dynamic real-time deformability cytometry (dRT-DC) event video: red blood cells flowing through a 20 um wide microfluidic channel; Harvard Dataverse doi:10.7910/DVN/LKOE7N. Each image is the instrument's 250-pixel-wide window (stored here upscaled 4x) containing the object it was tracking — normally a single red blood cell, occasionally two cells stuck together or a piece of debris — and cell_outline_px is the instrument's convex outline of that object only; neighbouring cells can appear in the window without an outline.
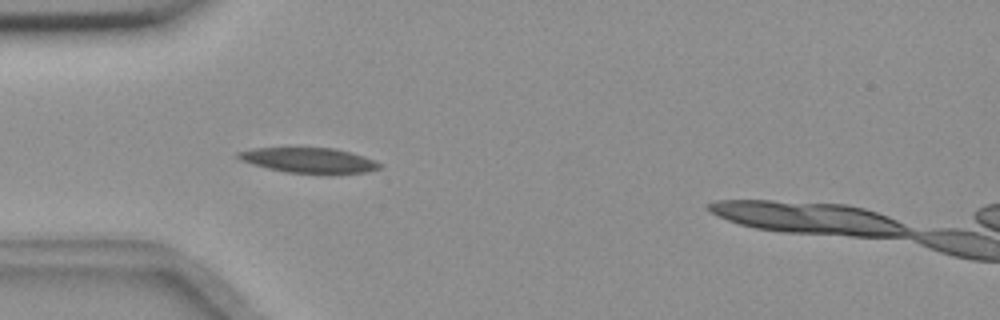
{"species": "common noctule bat (a hibernating species)", "species_latin": "Nyctalus noctula", "temperature_condition": "room temperature", "stored_images_in_passage": 44, "camera_frame_rate_fps": 3000, "um_per_image_px": 0.085, "animal": {"sex": "female", "body_mass_g": 18.4}, "frame": {"image": 1, "passage_image": 8, "time_ms": 2.333, "image_size_px": [1000, 320], "cell_outline_px": [[384, 164], [380, 168], [368, 172], [332, 176], [328, 176], [284, 172], [252, 164], [240, 160], [236, 156], [236, 152], [256, 148], [336, 148], [364, 156], [376, 160]], "centroid_in_image_um": [26.35, 13.67], "position_along_channel_um": 58.6, "area_um2": 21.62}}
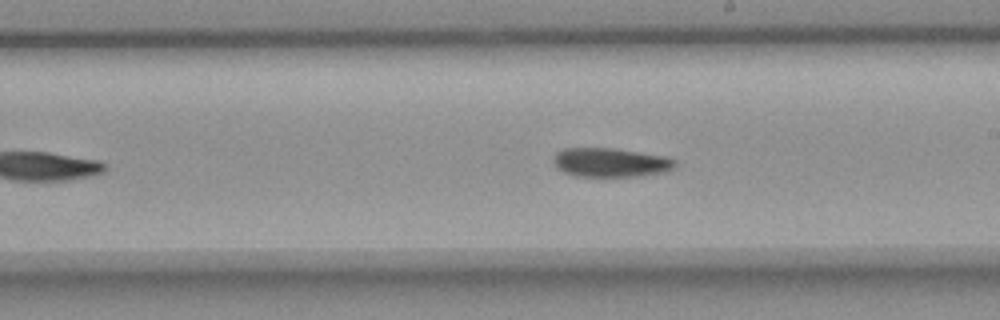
{"frame": {"image": 2, "passage_image": 23, "time_ms": 7.333, "image_size_px": [1000, 320], "cell_outline_px": [[676, 164], [668, 172], [636, 176], [572, 176], [556, 168], [552, 164], [552, 156], [556, 152], [564, 148], [612, 148], [664, 156], [676, 160]], "centroid_in_image_um": [51.84, 13.81], "position_along_channel_um": 237.2, "area_um2": 20.75}}
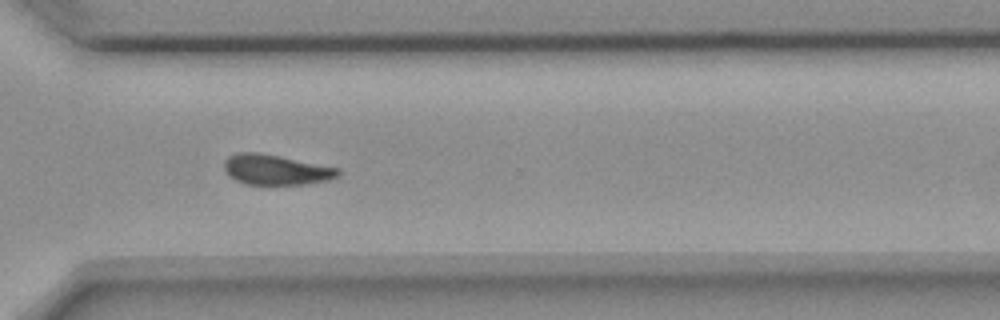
{"frame": {"image": 3, "passage_image": 32, "time_ms": 10.333, "image_size_px": [1000, 320], "cell_outline_px": [[340, 176], [328, 180], [308, 184], [244, 184], [228, 176], [224, 168], [224, 160], [228, 156], [240, 152], [256, 152], [280, 156], [340, 168]], "centroid_in_image_um": [23.45, 14.43], "position_along_channel_um": 347.1, "area_um2": 20.17}, "authors_computed_cell_mechanics": {"area_um2": 20.7213, "velocity_mm_per_s": 3.6487, "shape_relaxation_time_tau1_ms": 7.9838, "shape_relaxation_time_tau2_ms": null, "deformation_change_tau1": 0.1664, "deformation_change_tau2": null}}